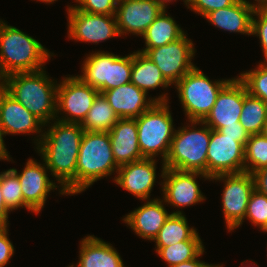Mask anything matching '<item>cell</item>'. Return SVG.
Returning <instances> with one entry per match:
<instances>
[{
  "mask_svg": "<svg viewBox=\"0 0 267 267\" xmlns=\"http://www.w3.org/2000/svg\"><path fill=\"white\" fill-rule=\"evenodd\" d=\"M43 133L36 149L55 177L59 194L76 195V167L84 129L78 123H66L54 119Z\"/></svg>",
  "mask_w": 267,
  "mask_h": 267,
  "instance_id": "cell-1",
  "label": "cell"
},
{
  "mask_svg": "<svg viewBox=\"0 0 267 267\" xmlns=\"http://www.w3.org/2000/svg\"><path fill=\"white\" fill-rule=\"evenodd\" d=\"M0 86L45 126L56 119L58 83L43 69L10 74L0 80Z\"/></svg>",
  "mask_w": 267,
  "mask_h": 267,
  "instance_id": "cell-2",
  "label": "cell"
},
{
  "mask_svg": "<svg viewBox=\"0 0 267 267\" xmlns=\"http://www.w3.org/2000/svg\"><path fill=\"white\" fill-rule=\"evenodd\" d=\"M53 55L38 40L0 19V80L13 73L44 69Z\"/></svg>",
  "mask_w": 267,
  "mask_h": 267,
  "instance_id": "cell-3",
  "label": "cell"
},
{
  "mask_svg": "<svg viewBox=\"0 0 267 267\" xmlns=\"http://www.w3.org/2000/svg\"><path fill=\"white\" fill-rule=\"evenodd\" d=\"M188 122L190 124L175 131L164 166L207 175V151L212 129L203 121ZM197 125L201 128L198 129Z\"/></svg>",
  "mask_w": 267,
  "mask_h": 267,
  "instance_id": "cell-4",
  "label": "cell"
},
{
  "mask_svg": "<svg viewBox=\"0 0 267 267\" xmlns=\"http://www.w3.org/2000/svg\"><path fill=\"white\" fill-rule=\"evenodd\" d=\"M108 132L84 131L76 167V194L117 172Z\"/></svg>",
  "mask_w": 267,
  "mask_h": 267,
  "instance_id": "cell-5",
  "label": "cell"
},
{
  "mask_svg": "<svg viewBox=\"0 0 267 267\" xmlns=\"http://www.w3.org/2000/svg\"><path fill=\"white\" fill-rule=\"evenodd\" d=\"M169 102H155L136 119L138 143L143 158L154 159L160 155L164 163L169 153L176 129Z\"/></svg>",
  "mask_w": 267,
  "mask_h": 267,
  "instance_id": "cell-6",
  "label": "cell"
},
{
  "mask_svg": "<svg viewBox=\"0 0 267 267\" xmlns=\"http://www.w3.org/2000/svg\"><path fill=\"white\" fill-rule=\"evenodd\" d=\"M231 79L211 81L196 66L184 75L175 88L187 120L202 121L215 104L218 93Z\"/></svg>",
  "mask_w": 267,
  "mask_h": 267,
  "instance_id": "cell-7",
  "label": "cell"
},
{
  "mask_svg": "<svg viewBox=\"0 0 267 267\" xmlns=\"http://www.w3.org/2000/svg\"><path fill=\"white\" fill-rule=\"evenodd\" d=\"M82 65V75L77 76L100 93L131 81L132 53L119 56L105 51H93L86 56Z\"/></svg>",
  "mask_w": 267,
  "mask_h": 267,
  "instance_id": "cell-8",
  "label": "cell"
},
{
  "mask_svg": "<svg viewBox=\"0 0 267 267\" xmlns=\"http://www.w3.org/2000/svg\"><path fill=\"white\" fill-rule=\"evenodd\" d=\"M223 181L222 210L228 232L241 226L244 222L247 205L254 191L253 176L249 172L220 174L210 181Z\"/></svg>",
  "mask_w": 267,
  "mask_h": 267,
  "instance_id": "cell-9",
  "label": "cell"
},
{
  "mask_svg": "<svg viewBox=\"0 0 267 267\" xmlns=\"http://www.w3.org/2000/svg\"><path fill=\"white\" fill-rule=\"evenodd\" d=\"M99 93L78 76L63 77L57 88L56 115L65 113V117L55 120L81 124Z\"/></svg>",
  "mask_w": 267,
  "mask_h": 267,
  "instance_id": "cell-10",
  "label": "cell"
},
{
  "mask_svg": "<svg viewBox=\"0 0 267 267\" xmlns=\"http://www.w3.org/2000/svg\"><path fill=\"white\" fill-rule=\"evenodd\" d=\"M193 46V41L185 33L176 41L149 49L145 55L157 65L165 79L175 85L195 67L191 62L196 52Z\"/></svg>",
  "mask_w": 267,
  "mask_h": 267,
  "instance_id": "cell-11",
  "label": "cell"
},
{
  "mask_svg": "<svg viewBox=\"0 0 267 267\" xmlns=\"http://www.w3.org/2000/svg\"><path fill=\"white\" fill-rule=\"evenodd\" d=\"M67 14L69 39L98 44L113 37H120L115 15L83 12L73 5L67 6Z\"/></svg>",
  "mask_w": 267,
  "mask_h": 267,
  "instance_id": "cell-12",
  "label": "cell"
},
{
  "mask_svg": "<svg viewBox=\"0 0 267 267\" xmlns=\"http://www.w3.org/2000/svg\"><path fill=\"white\" fill-rule=\"evenodd\" d=\"M161 169L160 177L163 182L159 184L162 186L163 200L167 205L183 208L206 200L196 180L198 177L210 180L205 173L167 169L164 163Z\"/></svg>",
  "mask_w": 267,
  "mask_h": 267,
  "instance_id": "cell-13",
  "label": "cell"
},
{
  "mask_svg": "<svg viewBox=\"0 0 267 267\" xmlns=\"http://www.w3.org/2000/svg\"><path fill=\"white\" fill-rule=\"evenodd\" d=\"M244 157L243 144L212 129L207 151V176L244 172Z\"/></svg>",
  "mask_w": 267,
  "mask_h": 267,
  "instance_id": "cell-14",
  "label": "cell"
},
{
  "mask_svg": "<svg viewBox=\"0 0 267 267\" xmlns=\"http://www.w3.org/2000/svg\"><path fill=\"white\" fill-rule=\"evenodd\" d=\"M247 94L245 84L238 77L232 78L218 93L215 104L202 121L213 130L237 125Z\"/></svg>",
  "mask_w": 267,
  "mask_h": 267,
  "instance_id": "cell-15",
  "label": "cell"
},
{
  "mask_svg": "<svg viewBox=\"0 0 267 267\" xmlns=\"http://www.w3.org/2000/svg\"><path fill=\"white\" fill-rule=\"evenodd\" d=\"M42 164L29 158L21 173H18L17 169L11 168L17 174L21 185L24 208L37 215L44 208L50 191L61 187L49 179L47 166L45 163Z\"/></svg>",
  "mask_w": 267,
  "mask_h": 267,
  "instance_id": "cell-16",
  "label": "cell"
},
{
  "mask_svg": "<svg viewBox=\"0 0 267 267\" xmlns=\"http://www.w3.org/2000/svg\"><path fill=\"white\" fill-rule=\"evenodd\" d=\"M165 9L157 0H118L115 16L120 36H142Z\"/></svg>",
  "mask_w": 267,
  "mask_h": 267,
  "instance_id": "cell-17",
  "label": "cell"
},
{
  "mask_svg": "<svg viewBox=\"0 0 267 267\" xmlns=\"http://www.w3.org/2000/svg\"><path fill=\"white\" fill-rule=\"evenodd\" d=\"M0 122L6 135L37 133L36 146L43 136L42 130L45 125L29 112L23 105L15 100L0 86ZM30 133V134H29ZM41 133V134H40ZM40 136V137H39Z\"/></svg>",
  "mask_w": 267,
  "mask_h": 267,
  "instance_id": "cell-18",
  "label": "cell"
},
{
  "mask_svg": "<svg viewBox=\"0 0 267 267\" xmlns=\"http://www.w3.org/2000/svg\"><path fill=\"white\" fill-rule=\"evenodd\" d=\"M102 94L120 119L138 118L155 102H168L169 100L167 97L168 93L165 92L157 98H148L144 91L131 82L114 89L103 91Z\"/></svg>",
  "mask_w": 267,
  "mask_h": 267,
  "instance_id": "cell-19",
  "label": "cell"
},
{
  "mask_svg": "<svg viewBox=\"0 0 267 267\" xmlns=\"http://www.w3.org/2000/svg\"><path fill=\"white\" fill-rule=\"evenodd\" d=\"M156 159L144 158L119 166L114 182L140 200H150L156 183Z\"/></svg>",
  "mask_w": 267,
  "mask_h": 267,
  "instance_id": "cell-20",
  "label": "cell"
},
{
  "mask_svg": "<svg viewBox=\"0 0 267 267\" xmlns=\"http://www.w3.org/2000/svg\"><path fill=\"white\" fill-rule=\"evenodd\" d=\"M164 204V200L158 198L146 200L143 205L128 213L122 220L136 235L153 241L170 216Z\"/></svg>",
  "mask_w": 267,
  "mask_h": 267,
  "instance_id": "cell-21",
  "label": "cell"
},
{
  "mask_svg": "<svg viewBox=\"0 0 267 267\" xmlns=\"http://www.w3.org/2000/svg\"><path fill=\"white\" fill-rule=\"evenodd\" d=\"M108 133L119 166L144 159L138 143L136 119H119Z\"/></svg>",
  "mask_w": 267,
  "mask_h": 267,
  "instance_id": "cell-22",
  "label": "cell"
},
{
  "mask_svg": "<svg viewBox=\"0 0 267 267\" xmlns=\"http://www.w3.org/2000/svg\"><path fill=\"white\" fill-rule=\"evenodd\" d=\"M79 250L76 267H125L117 250L94 235L85 236Z\"/></svg>",
  "mask_w": 267,
  "mask_h": 267,
  "instance_id": "cell-23",
  "label": "cell"
},
{
  "mask_svg": "<svg viewBox=\"0 0 267 267\" xmlns=\"http://www.w3.org/2000/svg\"><path fill=\"white\" fill-rule=\"evenodd\" d=\"M254 10L253 7L247 6L241 0H237L226 8L207 13L204 18L219 29L251 36Z\"/></svg>",
  "mask_w": 267,
  "mask_h": 267,
  "instance_id": "cell-24",
  "label": "cell"
},
{
  "mask_svg": "<svg viewBox=\"0 0 267 267\" xmlns=\"http://www.w3.org/2000/svg\"><path fill=\"white\" fill-rule=\"evenodd\" d=\"M131 83L148 95L150 89L168 88L171 84L162 75L157 65L144 53H132Z\"/></svg>",
  "mask_w": 267,
  "mask_h": 267,
  "instance_id": "cell-25",
  "label": "cell"
},
{
  "mask_svg": "<svg viewBox=\"0 0 267 267\" xmlns=\"http://www.w3.org/2000/svg\"><path fill=\"white\" fill-rule=\"evenodd\" d=\"M166 12V9L162 11L147 28L142 35L146 48L137 51L145 54L149 49L169 44L185 34L174 18Z\"/></svg>",
  "mask_w": 267,
  "mask_h": 267,
  "instance_id": "cell-26",
  "label": "cell"
},
{
  "mask_svg": "<svg viewBox=\"0 0 267 267\" xmlns=\"http://www.w3.org/2000/svg\"><path fill=\"white\" fill-rule=\"evenodd\" d=\"M187 222L182 211L172 212L153 240L156 243L155 246L168 247L181 241L191 240L198 232L194 226L189 227Z\"/></svg>",
  "mask_w": 267,
  "mask_h": 267,
  "instance_id": "cell-27",
  "label": "cell"
},
{
  "mask_svg": "<svg viewBox=\"0 0 267 267\" xmlns=\"http://www.w3.org/2000/svg\"><path fill=\"white\" fill-rule=\"evenodd\" d=\"M119 119L104 95L99 93L81 126L84 131L109 132Z\"/></svg>",
  "mask_w": 267,
  "mask_h": 267,
  "instance_id": "cell-28",
  "label": "cell"
},
{
  "mask_svg": "<svg viewBox=\"0 0 267 267\" xmlns=\"http://www.w3.org/2000/svg\"><path fill=\"white\" fill-rule=\"evenodd\" d=\"M197 233L191 240L181 241L168 247H155L156 253L168 267L196 258L203 250L204 245Z\"/></svg>",
  "mask_w": 267,
  "mask_h": 267,
  "instance_id": "cell-29",
  "label": "cell"
},
{
  "mask_svg": "<svg viewBox=\"0 0 267 267\" xmlns=\"http://www.w3.org/2000/svg\"><path fill=\"white\" fill-rule=\"evenodd\" d=\"M241 125L250 135L261 134L267 121V104L249 93L244 97L241 111Z\"/></svg>",
  "mask_w": 267,
  "mask_h": 267,
  "instance_id": "cell-30",
  "label": "cell"
},
{
  "mask_svg": "<svg viewBox=\"0 0 267 267\" xmlns=\"http://www.w3.org/2000/svg\"><path fill=\"white\" fill-rule=\"evenodd\" d=\"M267 166V138L261 134L250 135L245 145L244 171L253 173Z\"/></svg>",
  "mask_w": 267,
  "mask_h": 267,
  "instance_id": "cell-31",
  "label": "cell"
},
{
  "mask_svg": "<svg viewBox=\"0 0 267 267\" xmlns=\"http://www.w3.org/2000/svg\"><path fill=\"white\" fill-rule=\"evenodd\" d=\"M246 86L248 93L267 104V62H260L255 69L237 76Z\"/></svg>",
  "mask_w": 267,
  "mask_h": 267,
  "instance_id": "cell-32",
  "label": "cell"
},
{
  "mask_svg": "<svg viewBox=\"0 0 267 267\" xmlns=\"http://www.w3.org/2000/svg\"><path fill=\"white\" fill-rule=\"evenodd\" d=\"M2 195L10 211L24 208L21 185L17 174L12 169L2 172Z\"/></svg>",
  "mask_w": 267,
  "mask_h": 267,
  "instance_id": "cell-33",
  "label": "cell"
},
{
  "mask_svg": "<svg viewBox=\"0 0 267 267\" xmlns=\"http://www.w3.org/2000/svg\"><path fill=\"white\" fill-rule=\"evenodd\" d=\"M245 219L251 221L254 226L267 233V196L257 192L251 193Z\"/></svg>",
  "mask_w": 267,
  "mask_h": 267,
  "instance_id": "cell-34",
  "label": "cell"
},
{
  "mask_svg": "<svg viewBox=\"0 0 267 267\" xmlns=\"http://www.w3.org/2000/svg\"><path fill=\"white\" fill-rule=\"evenodd\" d=\"M75 8L88 13L115 15L118 0H75Z\"/></svg>",
  "mask_w": 267,
  "mask_h": 267,
  "instance_id": "cell-35",
  "label": "cell"
},
{
  "mask_svg": "<svg viewBox=\"0 0 267 267\" xmlns=\"http://www.w3.org/2000/svg\"><path fill=\"white\" fill-rule=\"evenodd\" d=\"M251 35L259 37L262 53L265 57L264 62H267V8H258L254 10Z\"/></svg>",
  "mask_w": 267,
  "mask_h": 267,
  "instance_id": "cell-36",
  "label": "cell"
},
{
  "mask_svg": "<svg viewBox=\"0 0 267 267\" xmlns=\"http://www.w3.org/2000/svg\"><path fill=\"white\" fill-rule=\"evenodd\" d=\"M237 0H190L188 8L204 17L207 13L226 8Z\"/></svg>",
  "mask_w": 267,
  "mask_h": 267,
  "instance_id": "cell-37",
  "label": "cell"
},
{
  "mask_svg": "<svg viewBox=\"0 0 267 267\" xmlns=\"http://www.w3.org/2000/svg\"><path fill=\"white\" fill-rule=\"evenodd\" d=\"M8 231V226H0V267H5L15 252Z\"/></svg>",
  "mask_w": 267,
  "mask_h": 267,
  "instance_id": "cell-38",
  "label": "cell"
},
{
  "mask_svg": "<svg viewBox=\"0 0 267 267\" xmlns=\"http://www.w3.org/2000/svg\"><path fill=\"white\" fill-rule=\"evenodd\" d=\"M218 131L224 136H227L230 138H236V141L240 142L244 146L246 145L249 139V134L246 132L244 127L241 125L240 121L237 122V125L222 127Z\"/></svg>",
  "mask_w": 267,
  "mask_h": 267,
  "instance_id": "cell-39",
  "label": "cell"
},
{
  "mask_svg": "<svg viewBox=\"0 0 267 267\" xmlns=\"http://www.w3.org/2000/svg\"><path fill=\"white\" fill-rule=\"evenodd\" d=\"M254 189L267 196V166L252 173Z\"/></svg>",
  "mask_w": 267,
  "mask_h": 267,
  "instance_id": "cell-40",
  "label": "cell"
},
{
  "mask_svg": "<svg viewBox=\"0 0 267 267\" xmlns=\"http://www.w3.org/2000/svg\"><path fill=\"white\" fill-rule=\"evenodd\" d=\"M203 253H204V250L196 258L179 263L172 267H223V265L209 264V263H205L204 261H200L199 257L202 256Z\"/></svg>",
  "mask_w": 267,
  "mask_h": 267,
  "instance_id": "cell-41",
  "label": "cell"
},
{
  "mask_svg": "<svg viewBox=\"0 0 267 267\" xmlns=\"http://www.w3.org/2000/svg\"><path fill=\"white\" fill-rule=\"evenodd\" d=\"M10 210L6 207V204L2 195V172L0 173V226H8V214Z\"/></svg>",
  "mask_w": 267,
  "mask_h": 267,
  "instance_id": "cell-42",
  "label": "cell"
},
{
  "mask_svg": "<svg viewBox=\"0 0 267 267\" xmlns=\"http://www.w3.org/2000/svg\"><path fill=\"white\" fill-rule=\"evenodd\" d=\"M4 135H5V133L3 131L2 124L0 122V160L11 161L10 155L7 151V148L5 147V143H4V139H3Z\"/></svg>",
  "mask_w": 267,
  "mask_h": 267,
  "instance_id": "cell-43",
  "label": "cell"
},
{
  "mask_svg": "<svg viewBox=\"0 0 267 267\" xmlns=\"http://www.w3.org/2000/svg\"><path fill=\"white\" fill-rule=\"evenodd\" d=\"M241 1L245 3L247 6L253 7L254 9L267 8V0H255L257 3L253 2L254 4H252L247 0H241Z\"/></svg>",
  "mask_w": 267,
  "mask_h": 267,
  "instance_id": "cell-44",
  "label": "cell"
},
{
  "mask_svg": "<svg viewBox=\"0 0 267 267\" xmlns=\"http://www.w3.org/2000/svg\"><path fill=\"white\" fill-rule=\"evenodd\" d=\"M157 1L161 2L167 8V3H170L173 0H157ZM174 1H176V0H174ZM183 2L188 7L190 0H183Z\"/></svg>",
  "mask_w": 267,
  "mask_h": 267,
  "instance_id": "cell-45",
  "label": "cell"
},
{
  "mask_svg": "<svg viewBox=\"0 0 267 267\" xmlns=\"http://www.w3.org/2000/svg\"><path fill=\"white\" fill-rule=\"evenodd\" d=\"M262 134L267 138V121L264 124V128H263Z\"/></svg>",
  "mask_w": 267,
  "mask_h": 267,
  "instance_id": "cell-46",
  "label": "cell"
},
{
  "mask_svg": "<svg viewBox=\"0 0 267 267\" xmlns=\"http://www.w3.org/2000/svg\"><path fill=\"white\" fill-rule=\"evenodd\" d=\"M36 1H41V2H44V3H48V4H51V3H54V1H57V0H36Z\"/></svg>",
  "mask_w": 267,
  "mask_h": 267,
  "instance_id": "cell-47",
  "label": "cell"
}]
</instances>
